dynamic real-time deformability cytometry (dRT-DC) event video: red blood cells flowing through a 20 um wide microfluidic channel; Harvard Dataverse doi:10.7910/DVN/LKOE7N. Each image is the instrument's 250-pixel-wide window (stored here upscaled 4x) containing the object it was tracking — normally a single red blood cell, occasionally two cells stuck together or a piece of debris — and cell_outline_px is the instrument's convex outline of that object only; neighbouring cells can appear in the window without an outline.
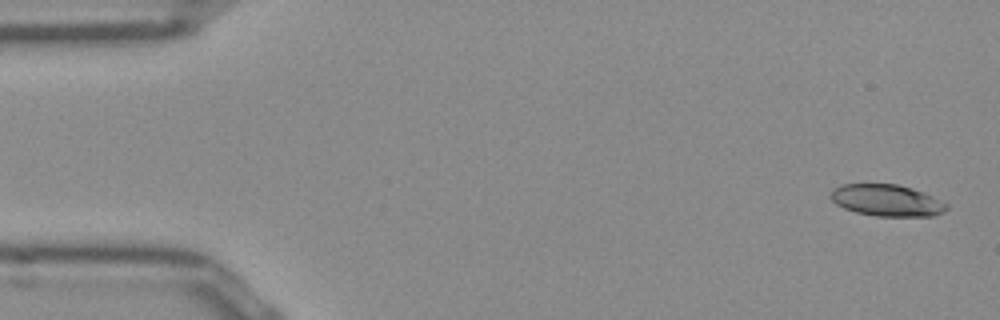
{"species": "Egyptian fruit bat (a non-hibernating species)", "species_latin": "Rousettus aegyptiacus", "temperature_condition": "room temperature", "stored_images_in_passage": 50, "camera_frame_rate_fps": 3000, "um_per_image_px": 0.085, "frame": {"image": 1, "passage_image": 1, "time_ms": 0.0, "image_size_px": [1000, 320], "cell_outline_px": [[948, 208], [944, 212], [932, 216], [876, 216], [856, 212], [844, 208], [836, 204], [828, 196], [832, 188], [844, 184], [896, 184], [912, 188], [924, 192], [948, 204]], "centroid_in_image_um": [75.36, 17.03], "position_along_channel_um": 9.6, "area_um2": 21.5}}
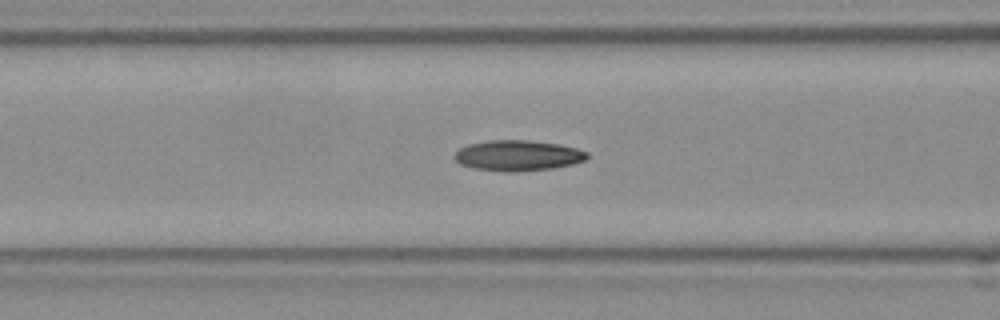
{"frame": {"image": 2, "passage_image": 19, "time_ms": 6.0, "image_size_px": [1000, 320], "cell_outline_px": [[588, 156], [584, 160], [572, 164], [552, 168], [512, 172], [504, 172], [472, 168], [460, 164], [452, 156], [460, 148], [468, 144], [492, 140], [528, 140], [560, 144], [576, 148], [588, 152]], "centroid_in_image_um": [43.99, 13.22], "position_along_channel_um": 122.6, "area_um2": 23.64}}
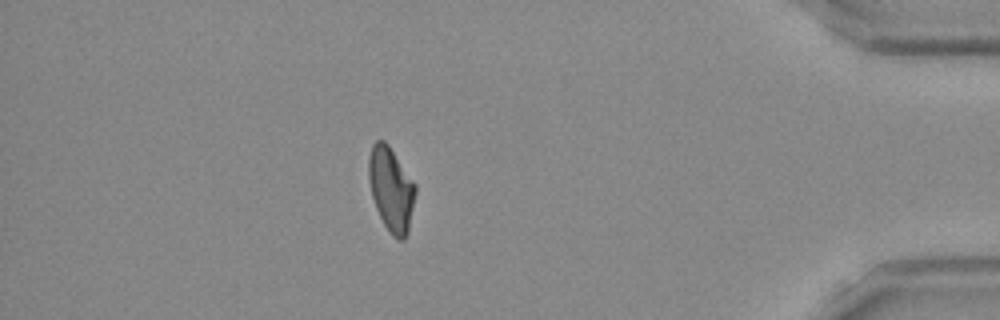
{"frame": {"image": 3, "passage_image": 44, "time_ms": 14.333, "image_size_px": [1000, 320], "cell_outline_px": [[416, 192], [408, 232], [404, 240], [396, 240], [392, 236], [384, 224], [376, 208], [372, 196], [368, 176], [368, 156], [372, 144], [376, 140], [384, 140], [388, 144], [416, 184]], "centroid_in_image_um": [33.24, 16.08], "position_along_channel_um": 402.0, "area_um2": 23.0}, "authors_computed_cell_mechanics": {"area_um2": 22.7154, "velocity_mm_per_s": 3.9178, "shape_relaxation_time_tau1_ms": null, "shape_relaxation_time_tau2_ms": 4.4316, "deformation_change_tau1": null, "deformation_change_tau2": 0.1123}}